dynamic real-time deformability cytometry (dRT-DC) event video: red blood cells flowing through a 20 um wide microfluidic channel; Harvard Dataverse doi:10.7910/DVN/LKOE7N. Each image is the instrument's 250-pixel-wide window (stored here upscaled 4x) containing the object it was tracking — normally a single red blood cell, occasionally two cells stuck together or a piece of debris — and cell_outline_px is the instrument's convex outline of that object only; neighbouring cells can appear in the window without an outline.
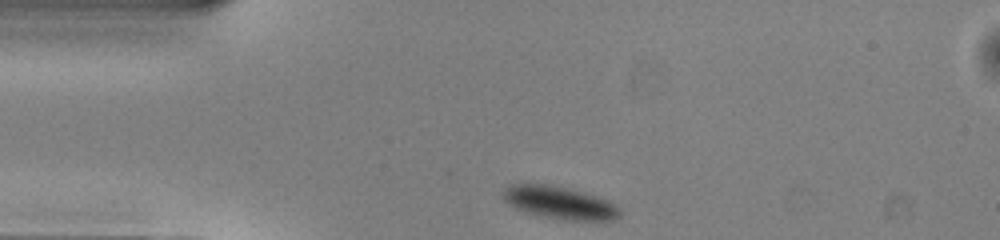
{"species": "common noctule bat (a hibernating species)", "species_latin": "Nyctalus noctula", "temperature_condition": "warm", "stored_images_in_passage": 41, "camera_frame_rate_fps": 3000, "um_per_image_px": 0.085, "animal": {"sex": "male", "body_mass_g": 13.0, "forearm_length_mm": 53.1}, "frame": {"image": 1, "passage_image": 1, "time_ms": 0.0, "image_size_px": [1000, 240], "cell_outline_px": [[620, 216], [616, 220], [564, 220], [524, 212], [508, 204], [500, 196], [504, 188], [512, 184], [548, 184], [568, 188], [584, 192], [608, 200], [616, 204], [620, 208]], "centroid_in_image_um": [47.56, 17.22], "position_along_channel_um": 37.4, "area_um2": 22.37}}
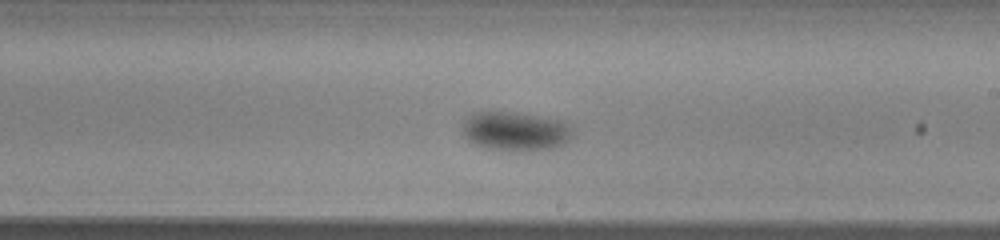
{"frame": {"image": 2, "passage_image": 19, "time_ms": 6.0, "image_size_px": [1000, 240], "cell_outline_px": [[572, 136], [564, 144], [552, 148], [532, 152], [516, 152], [488, 148], [472, 144], [464, 136], [464, 120], [476, 112], [512, 112], [556, 120], [572, 128]], "centroid_in_image_um": [43.79, 11.2], "position_along_channel_um": 245.2, "area_um2": 24.91}}
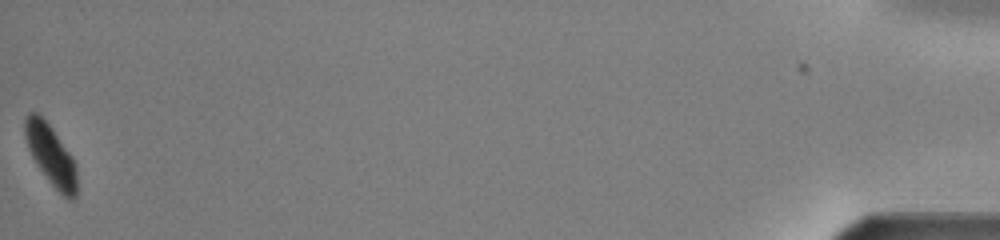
{"frame": {"image": 3, "passage_image": 41, "time_ms": 13.333, "image_size_px": [1000, 240], "cell_outline_px": [[76, 196], [72, 200], [68, 200], [48, 180], [36, 164], [28, 148], [24, 136], [24, 120], [28, 112], [36, 112], [52, 128], [72, 156], [76, 164]], "centroid_in_image_um": [4.31, 13.17], "position_along_channel_um": 430.9, "area_um2": 18.15}, "authors_computed_cell_mechanics": {"area_um2": 24.3916, "velocity_mm_per_s": 3.9718, "shape_relaxation_time_tau1_ms": 3.2335, "shape_relaxation_time_tau2_ms": null, "deformation_change_tau1": 0.0952, "deformation_change_tau2": null}}